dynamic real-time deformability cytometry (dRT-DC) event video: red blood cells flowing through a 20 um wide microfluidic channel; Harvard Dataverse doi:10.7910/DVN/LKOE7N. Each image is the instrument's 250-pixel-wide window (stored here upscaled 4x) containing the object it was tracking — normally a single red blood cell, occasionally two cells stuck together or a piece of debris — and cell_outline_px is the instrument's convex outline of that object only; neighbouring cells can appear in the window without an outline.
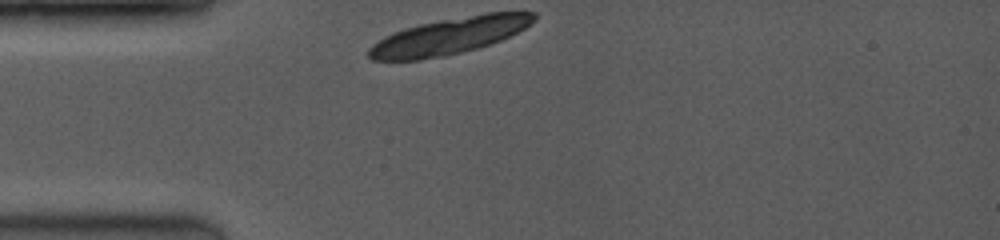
{"species": "common noctule bat (a hibernating species)", "species_latin": "Nyctalus noctula", "temperature_condition": "room temperature", "stored_images_in_passage": 1, "camera_frame_rate_fps": 3500, "um_per_image_px": 0.085, "animal": {"sex": "female", "body_mass_g": 19.0, "forearm_length_mm": 53.3}, "frame": {"image": 1, "passage_image": 1, "time_ms": 0.0, "image_size_px": [1000, 240], "cell_outline_px": [[536, 20], [532, 24], [500, 40], [476, 48], [460, 52], [420, 60], [372, 60], [368, 56], [368, 48], [372, 44], [384, 36], [404, 28], [420, 24], [440, 20], [488, 12], [536, 12]], "centroid_in_image_um": [38.17, 3.05], "position_along_channel_um": 46.8, "area_um2": 34.8}}